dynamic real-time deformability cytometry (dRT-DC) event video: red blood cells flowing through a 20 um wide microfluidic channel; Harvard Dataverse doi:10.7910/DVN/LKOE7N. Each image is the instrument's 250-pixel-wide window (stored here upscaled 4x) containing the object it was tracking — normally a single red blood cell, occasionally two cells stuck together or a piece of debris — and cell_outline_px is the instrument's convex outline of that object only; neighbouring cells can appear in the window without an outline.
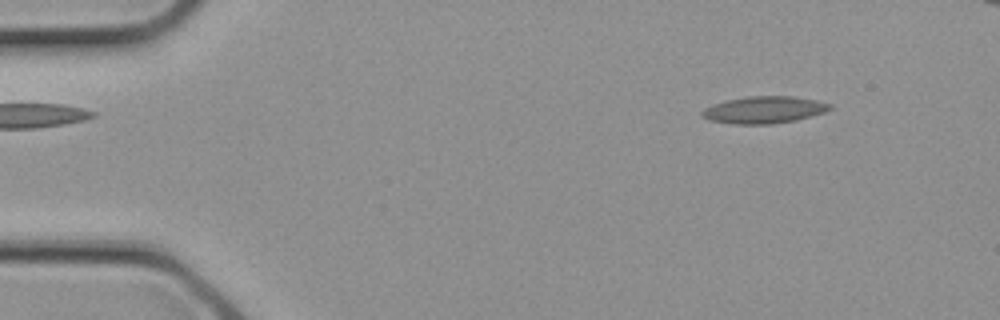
{"species": "common noctule bat (a hibernating species)", "species_latin": "Nyctalus noctula", "temperature_condition": "cold", "stored_images_in_passage": 4, "camera_frame_rate_fps": 3000, "um_per_image_px": 0.085, "animal": {"sex": "female", "body_mass_g": 21.9}, "frame": {"image": 1, "passage_image": 4, "time_ms": 1.0, "image_size_px": [1000, 320], "cell_outline_px": [[832, 108], [824, 112], [796, 120], [772, 124], [732, 124], [708, 120], [700, 116], [700, 112], [704, 108], [712, 104], [724, 100], [748, 96], [792, 96], [816, 100], [832, 104]], "centroid_in_image_um": [64.89, 9.33], "position_along_channel_um": 20.1, "area_um2": 20.35}}